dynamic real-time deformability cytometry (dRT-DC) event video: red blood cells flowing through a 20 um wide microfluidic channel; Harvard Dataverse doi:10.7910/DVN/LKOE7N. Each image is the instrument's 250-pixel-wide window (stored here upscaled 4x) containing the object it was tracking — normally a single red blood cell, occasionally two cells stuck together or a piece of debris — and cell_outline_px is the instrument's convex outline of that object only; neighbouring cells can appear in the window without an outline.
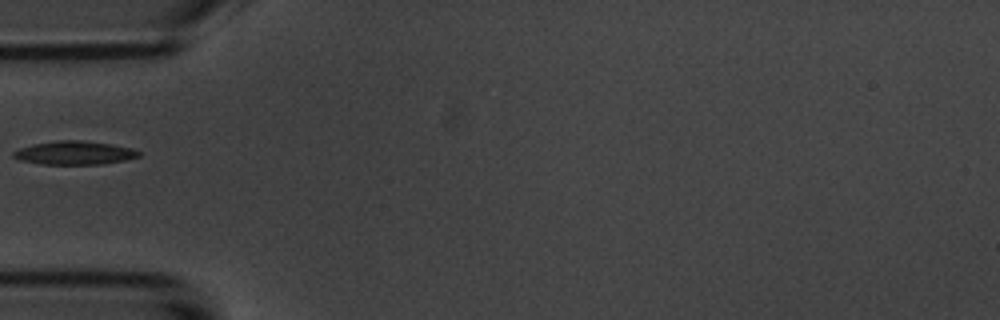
{"species": "common noctule bat (a hibernating species)", "species_latin": "Nyctalus noctula", "temperature_condition": "room temperature", "stored_images_in_passage": 5, "camera_frame_rate_fps": 3000, "um_per_image_px": 0.085, "animal": {"sex": "male", "body_mass_g": 20.1, "forearm_length_mm": 53.5}, "frame": {"image": 1, "passage_image": 4, "time_ms": 3.667, "image_size_px": [1000, 320], "cell_outline_px": [[140, 156], [124, 160], [104, 164], [40, 164], [20, 160], [12, 156], [12, 152], [20, 148], [32, 144], [60, 140], [80, 140], [108, 144], [132, 148], [140, 152]], "centroid_in_image_um": [6.3, 13.0], "position_along_channel_um": 78.7, "area_um2": 17.05}}
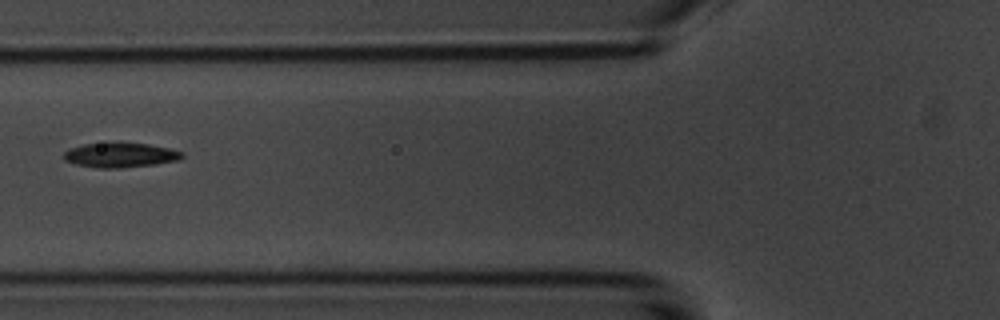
{"frame": {"image": 2, "passage_image": 5, "time_ms": 4.667, "image_size_px": [1000, 320], "cell_outline_px": [[184, 156], [180, 160], [156, 164], [120, 168], [96, 168], [76, 164], [64, 160], [64, 152], [72, 148], [84, 144], [148, 144], [168, 148], [184, 152]], "centroid_in_image_um": [10.27, 13.21], "position_along_channel_um": 115.5, "area_um2": 16.65}}